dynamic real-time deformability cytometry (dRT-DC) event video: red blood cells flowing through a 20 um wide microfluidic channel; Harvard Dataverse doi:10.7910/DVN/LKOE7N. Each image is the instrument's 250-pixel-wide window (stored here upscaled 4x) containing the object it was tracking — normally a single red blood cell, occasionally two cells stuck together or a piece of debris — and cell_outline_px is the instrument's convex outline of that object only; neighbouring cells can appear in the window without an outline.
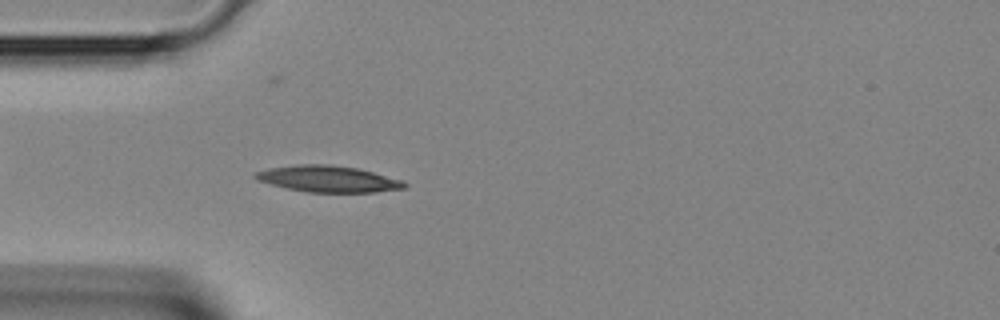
{"species": "Egyptian fruit bat (a non-hibernating species)", "species_latin": "Rousettus aegyptiacus", "temperature_condition": "room temperature", "stored_images_in_passage": 3, "camera_frame_rate_fps": 3000, "um_per_image_px": 0.085, "animal": {"sex": "female"}, "frame": {"image": 1, "passage_image": 3, "time_ms": 0.667, "image_size_px": [1000, 320], "cell_outline_px": [[408, 184], [404, 188], [376, 192], [308, 192], [288, 188], [256, 180], [252, 176], [256, 172], [268, 168], [300, 164], [328, 164], [356, 168], [404, 180]], "centroid_in_image_um": [27.9, 15.2], "position_along_channel_um": 57.1, "area_um2": 22.77}}